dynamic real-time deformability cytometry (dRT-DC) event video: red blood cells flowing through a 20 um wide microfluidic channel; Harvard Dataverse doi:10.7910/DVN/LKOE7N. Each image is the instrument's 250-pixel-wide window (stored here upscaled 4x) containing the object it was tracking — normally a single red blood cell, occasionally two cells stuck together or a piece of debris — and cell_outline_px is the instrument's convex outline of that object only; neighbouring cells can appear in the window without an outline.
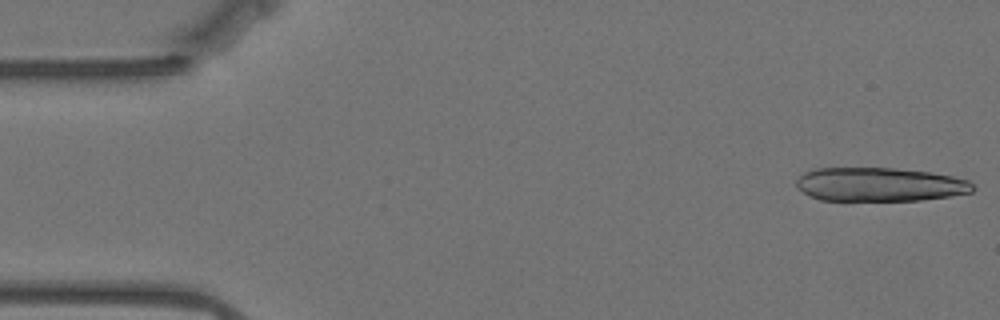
{"species": "Egyptian fruit bat (a non-hibernating species)", "species_latin": "Rousettus aegyptiacus", "temperature_condition": "warm", "stored_images_in_passage": 15, "camera_frame_rate_fps": 3000, "um_per_image_px": 0.085, "animal": {"sex": "female"}, "frame": {"image": 1, "passage_image": 1, "time_ms": 0.0, "image_size_px": [1000, 320], "cell_outline_px": [[976, 188], [972, 192], [948, 196], [920, 200], [820, 200], [796, 188], [796, 180], [804, 172], [812, 168], [896, 168], [932, 172], [952, 176], [968, 180]], "centroid_in_image_um": [74.76, 15.67], "position_along_channel_um": 10.2, "area_um2": 34.8}}